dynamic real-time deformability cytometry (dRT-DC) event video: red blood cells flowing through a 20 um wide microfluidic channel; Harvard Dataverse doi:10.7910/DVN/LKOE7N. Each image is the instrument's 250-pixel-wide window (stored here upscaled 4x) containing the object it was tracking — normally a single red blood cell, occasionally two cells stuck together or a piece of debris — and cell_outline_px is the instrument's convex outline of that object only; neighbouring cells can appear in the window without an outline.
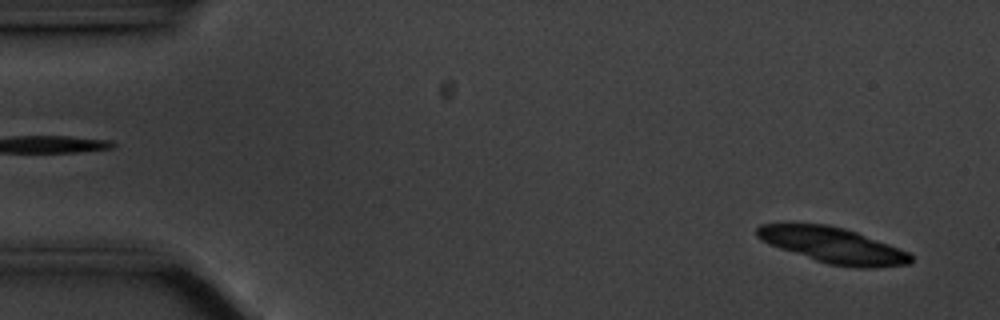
{"species": "common noctule bat (a hibernating species)", "species_latin": "Nyctalus noctula", "temperature_condition": "cold", "stored_images_in_passage": 45, "camera_frame_rate_fps": 3000, "um_per_image_px": 0.085, "animal": {"sex": "male", "body_mass_g": 20.1, "forearm_length_mm": 53.5}, "frame": {"image": 1, "passage_image": 3, "time_ms": 0.667, "image_size_px": [1000, 320], "cell_outline_px": [[912, 260], [908, 264], [876, 268], [856, 268], [828, 264], [768, 244], [760, 240], [756, 236], [756, 228], [760, 224], [828, 224], [844, 228], [856, 232], [888, 244], [908, 252], [912, 256]], "centroid_in_image_um": [70.79, 20.85], "position_along_channel_um": 14.2, "area_um2": 31.73}}
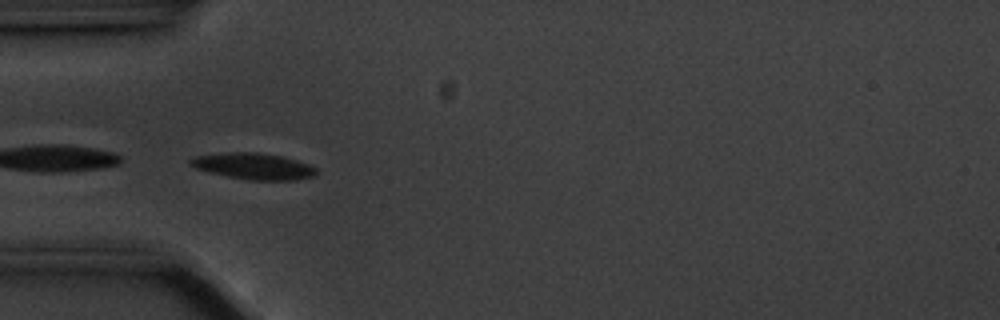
{"frame": {"image": 2, "passage_image": 17, "time_ms": 5.333, "image_size_px": [1000, 320], "cell_outline_px": [[316, 176], [296, 180], [248, 180], [208, 172], [196, 168], [188, 164], [188, 160], [196, 156], [232, 152], [256, 152], [280, 156], [308, 164], [316, 168]], "centroid_in_image_um": [21.54, 14.14], "position_along_channel_um": 63.5, "area_um2": 19.13}}
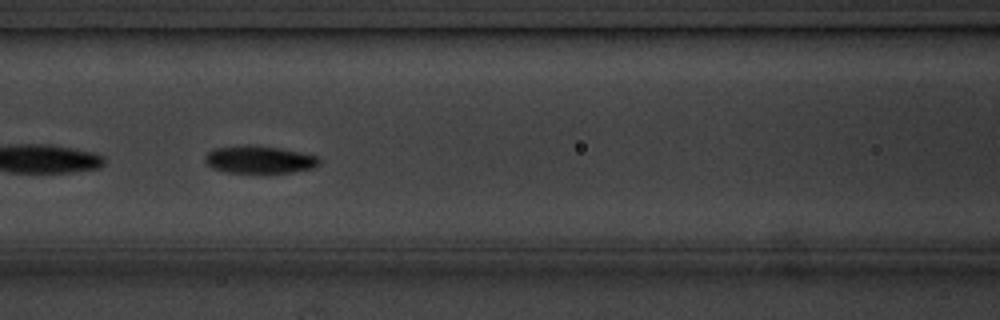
{"frame": {"image": 3, "passage_image": 24, "time_ms": 7.667, "image_size_px": [1000, 320], "cell_outline_px": [[320, 164], [316, 168], [292, 172], [228, 172], [212, 168], [204, 160], [204, 156], [208, 152], [216, 148], [248, 144], [280, 148], [320, 156]], "centroid_in_image_um": [22.09, 13.55], "position_along_channel_um": 144.5, "area_um2": 18.38}, "authors_computed_cell_mechanics": {"area_um2": 19.1318, "velocity_mm_per_s": 3.4957, "shape_relaxation_time_tau1_ms": 2.0079, "shape_relaxation_time_tau2_ms": null, "deformation_change_tau1": 0.1046, "deformation_change_tau2": null}}